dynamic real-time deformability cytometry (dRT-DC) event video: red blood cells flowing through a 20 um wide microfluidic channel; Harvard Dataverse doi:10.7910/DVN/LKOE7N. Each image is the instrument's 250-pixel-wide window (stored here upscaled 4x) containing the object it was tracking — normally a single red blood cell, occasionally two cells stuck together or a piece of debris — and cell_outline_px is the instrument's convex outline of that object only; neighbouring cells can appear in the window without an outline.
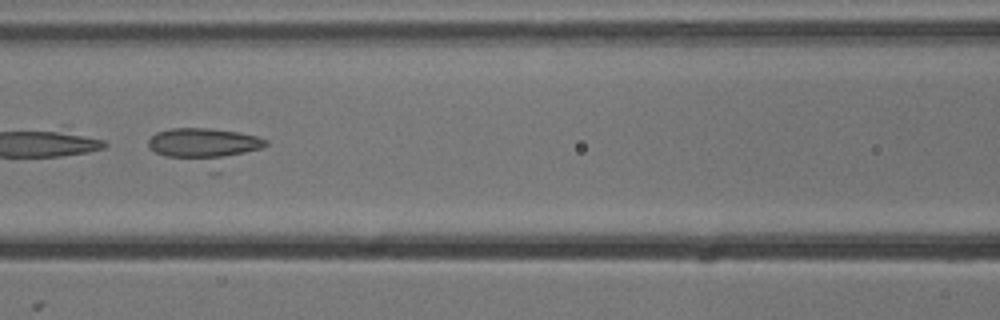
{"species": "common noctule bat (a hibernating species)", "species_latin": "Nyctalus noctula", "temperature_condition": "cold", "stored_images_in_passage": 8, "camera_frame_rate_fps": 3000, "um_per_image_px": 0.085, "animal": {"sex": "male", "body_mass_g": 13.3}, "frame": {"image": 1, "passage_image": 6, "time_ms": 1.667, "image_size_px": [1000, 320], "cell_outline_px": [[268, 144], [220, 176], [212, 176], [164, 156], [148, 148], [148, 140], [156, 132], [172, 128], [208, 128], [236, 132], [256, 136], [268, 140]], "centroid_in_image_um": [17.51, 12.58], "position_along_channel_um": 149.1, "area_um2": 26.99}}
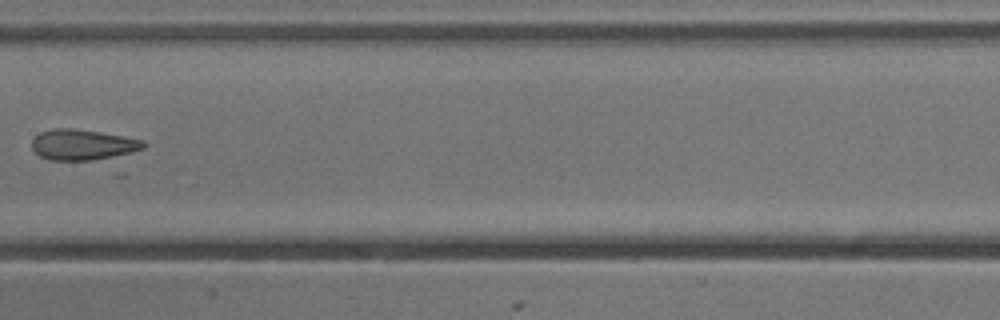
{"frame": {"image": 2, "passage_image": 7, "time_ms": 2.0, "image_size_px": [1000, 320], "cell_outline_px": [[148, 144], [144, 148], [108, 160], [48, 160], [40, 156], [32, 148], [32, 140], [40, 132], [56, 128], [72, 128], [100, 132], [144, 140]], "centroid_in_image_um": [7.08, 12.32], "position_along_channel_um": 200.3, "area_um2": 20.23}}
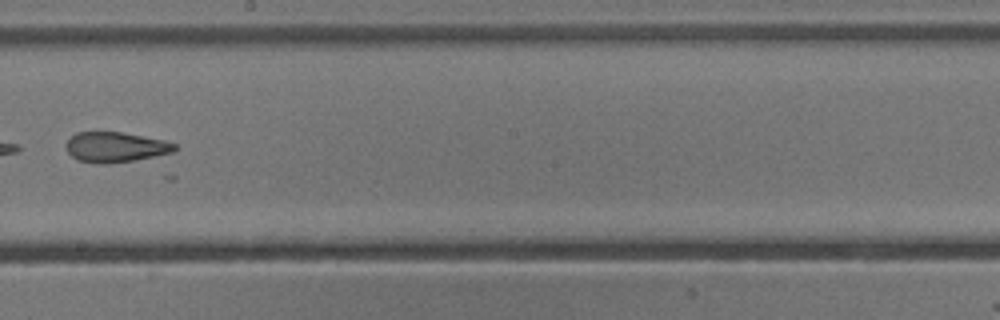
{"frame": {"image": 3, "passage_image": 8, "time_ms": 2.333, "image_size_px": [1000, 320], "cell_outline_px": [[176, 148], [172, 152], [132, 160], [108, 164], [100, 164], [76, 160], [68, 152], [64, 144], [76, 132], [120, 132], [164, 140], [176, 144]], "centroid_in_image_um": [9.76, 12.5], "position_along_channel_um": 238.4, "area_um2": 18.9}}